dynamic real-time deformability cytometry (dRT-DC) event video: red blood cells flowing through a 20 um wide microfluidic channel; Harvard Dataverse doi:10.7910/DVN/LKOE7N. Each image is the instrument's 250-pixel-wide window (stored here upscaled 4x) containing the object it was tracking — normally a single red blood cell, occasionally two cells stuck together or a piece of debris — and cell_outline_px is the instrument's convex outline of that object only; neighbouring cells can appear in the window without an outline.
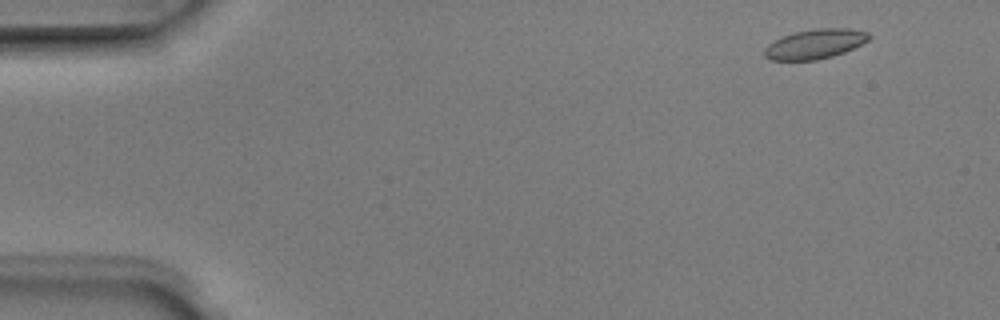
{"species": "Egyptian fruit bat (a non-hibernating species)", "species_latin": "Rousettus aegyptiacus", "temperature_condition": "room temperature", "stored_images_in_passage": 4, "camera_frame_rate_fps": 3000, "um_per_image_px": 0.085, "animal": {"sex": "male"}, "frame": {"image": 1, "passage_image": 1, "time_ms": 0.0, "image_size_px": [1000, 320], "cell_outline_px": [[872, 36], [868, 40], [844, 52], [832, 56], [816, 60], [768, 60], [764, 56], [764, 48], [768, 44], [784, 36], [796, 32], [816, 28], [848, 28], [868, 32]], "centroid_in_image_um": [69.27, 3.74], "position_along_channel_um": 15.7, "area_um2": 17.92}}
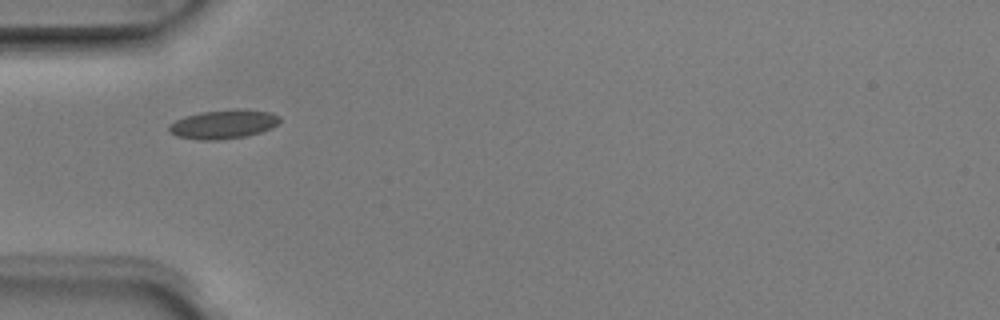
{"frame": {"image": 2, "passage_image": 4, "time_ms": 1.0, "image_size_px": [1000, 320], "cell_outline_px": [[280, 120], [272, 128], [260, 132], [244, 136], [216, 140], [200, 140], [176, 136], [168, 132], [168, 124], [184, 116], [200, 112], [268, 112], [280, 116]], "centroid_in_image_um": [18.88, 10.61], "position_along_channel_um": 66.1, "area_um2": 17.74}}